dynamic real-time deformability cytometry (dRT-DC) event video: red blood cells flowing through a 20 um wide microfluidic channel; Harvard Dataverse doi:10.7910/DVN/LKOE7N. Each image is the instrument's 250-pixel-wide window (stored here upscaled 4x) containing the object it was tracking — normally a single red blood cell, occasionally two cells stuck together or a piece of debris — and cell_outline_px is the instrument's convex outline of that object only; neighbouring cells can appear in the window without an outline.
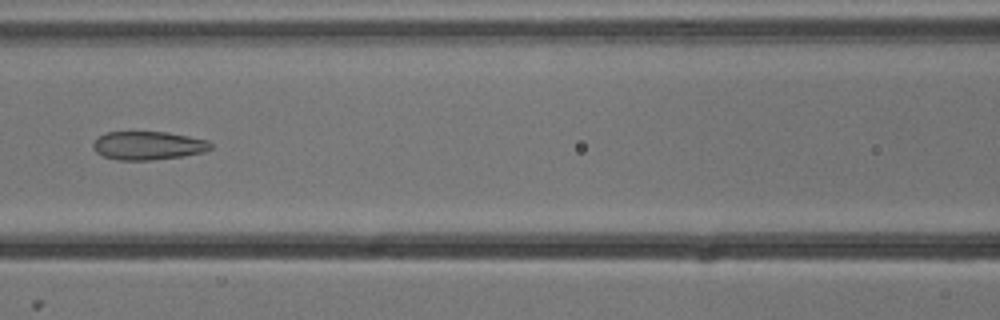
{"species": "common noctule bat (a hibernating species)", "species_latin": "Nyctalus noctula", "temperature_condition": "cold", "stored_images_in_passage": 6, "camera_frame_rate_fps": 3000, "um_per_image_px": 0.085, "animal": {"sex": "male", "body_mass_g": 13.3}, "frame": {"image": 1, "passage_image": 6, "time_ms": 1.667, "image_size_px": [1000, 320], "cell_outline_px": [[212, 148], [204, 152], [184, 156], [152, 160], [116, 160], [104, 156], [96, 152], [92, 144], [100, 136], [108, 132], [168, 132], [208, 140], [212, 144]], "centroid_in_image_um": [12.62, 12.38], "position_along_channel_um": 154.0, "area_um2": 19.48}}